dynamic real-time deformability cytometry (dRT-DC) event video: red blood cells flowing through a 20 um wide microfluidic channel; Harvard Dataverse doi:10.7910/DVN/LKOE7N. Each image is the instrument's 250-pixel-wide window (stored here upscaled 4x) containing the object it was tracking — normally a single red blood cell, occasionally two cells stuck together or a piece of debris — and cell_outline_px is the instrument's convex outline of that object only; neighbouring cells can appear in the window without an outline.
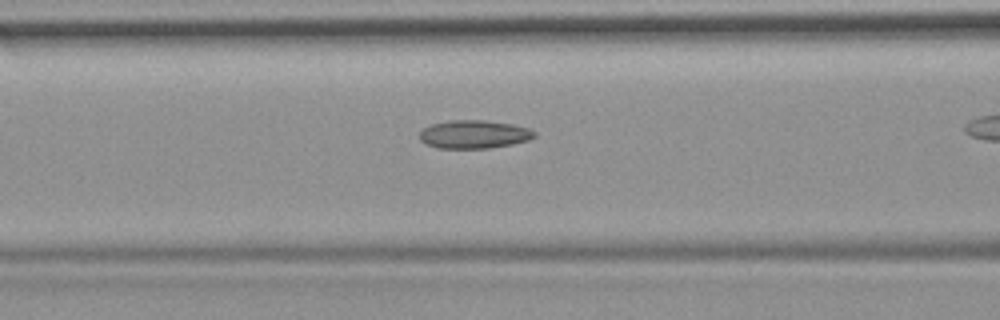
{"species": "common noctule bat (a hibernating species)", "species_latin": "Nyctalus noctula", "temperature_condition": "room temperature", "stored_images_in_passage": 31, "camera_frame_rate_fps": 3000, "um_per_image_px": 0.085, "animal": {"sex": "female", "body_mass_g": 19.9}, "frame": {"image": 1, "passage_image": 10, "time_ms": 3.0, "image_size_px": [1000, 320], "cell_outline_px": [[536, 136], [528, 140], [512, 144], [488, 148], [440, 148], [428, 144], [420, 140], [420, 132], [424, 128], [432, 124], [452, 120], [484, 120], [512, 124], [528, 128], [536, 132]], "centroid_in_image_um": [40.32, 11.41], "position_along_channel_um": 126.3, "area_um2": 18.73}}